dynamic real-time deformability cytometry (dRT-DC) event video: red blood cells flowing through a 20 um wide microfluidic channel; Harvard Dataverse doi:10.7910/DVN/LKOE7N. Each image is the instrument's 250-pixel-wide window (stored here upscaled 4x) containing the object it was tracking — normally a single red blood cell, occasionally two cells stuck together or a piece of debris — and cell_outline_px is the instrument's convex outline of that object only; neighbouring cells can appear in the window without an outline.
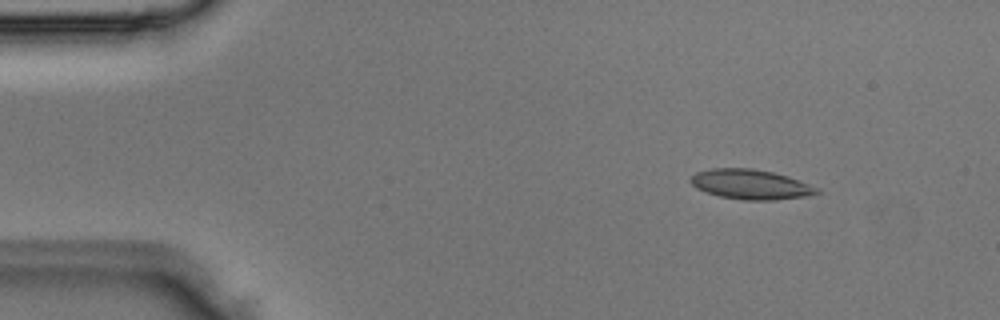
{"species": "Egyptian fruit bat (a non-hibernating species)", "species_latin": "Rousettus aegyptiacus", "temperature_condition": "room temperature", "stored_images_in_passage": 4, "camera_frame_rate_fps": 3000, "um_per_image_px": 0.085, "animal": {"sex": "male"}, "frame": {"image": 1, "passage_image": 2, "time_ms": 0.333, "image_size_px": [1000, 320], "cell_outline_px": [[820, 192], [804, 196], [776, 200], [744, 200], [720, 196], [696, 188], [688, 180], [696, 172], [712, 168], [752, 168], [772, 172], [788, 176], [800, 180], [820, 188]], "centroid_in_image_um": [63.81, 15.66], "position_along_channel_um": 21.2, "area_um2": 21.91}}